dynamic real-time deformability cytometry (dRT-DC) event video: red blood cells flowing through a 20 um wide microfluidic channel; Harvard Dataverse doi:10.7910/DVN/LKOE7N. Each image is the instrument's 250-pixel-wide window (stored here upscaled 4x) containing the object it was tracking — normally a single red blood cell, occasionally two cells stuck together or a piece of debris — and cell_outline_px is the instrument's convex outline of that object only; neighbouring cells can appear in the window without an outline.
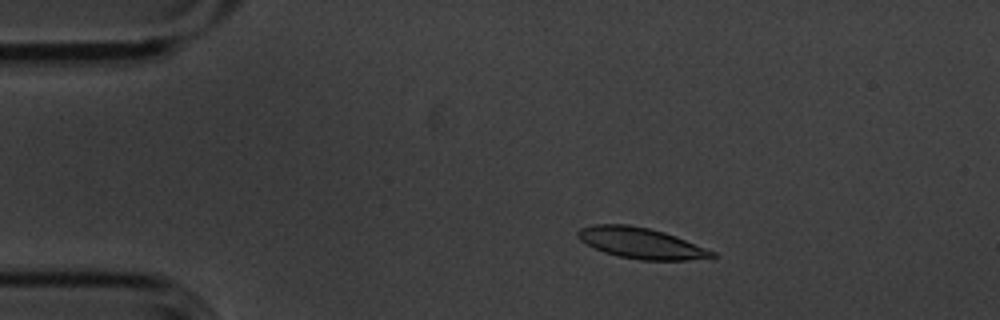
{"species": "common noctule bat (a hibernating species)", "species_latin": "Nyctalus noctula", "temperature_condition": "cold", "stored_images_in_passage": 5, "camera_frame_rate_fps": 3000, "um_per_image_px": 0.085, "animal": {"sex": "male", "body_mass_g": 20.1, "forearm_length_mm": 53.5}, "frame": {"image": 1, "passage_image": 2, "time_ms": 0.333, "image_size_px": [1000, 320], "cell_outline_px": [[720, 256], [688, 260], [640, 260], [620, 256], [604, 252], [580, 240], [576, 236], [576, 232], [580, 228], [592, 224], [628, 224], [648, 228], [664, 232], [676, 236], [716, 252]], "centroid_in_image_um": [54.49, 20.66], "position_along_channel_um": 30.5, "area_um2": 24.1}}
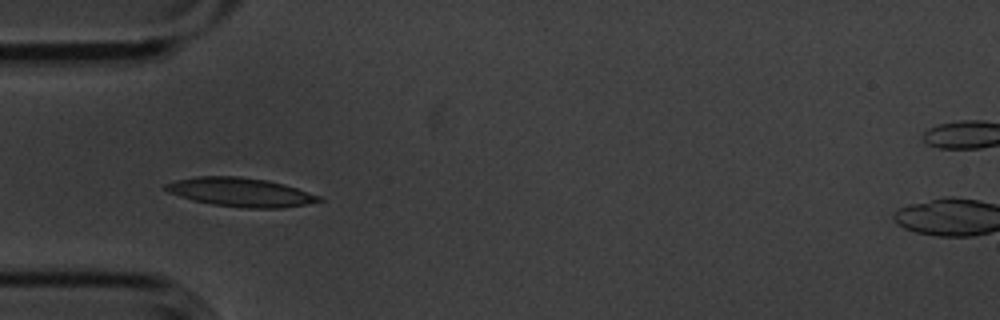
{"frame": {"image": 2, "passage_image": 4, "time_ms": 1.0, "image_size_px": [1000, 320], "cell_outline_px": [[324, 200], [304, 204], [280, 208], [244, 208], [212, 204], [192, 200], [168, 192], [164, 188], [164, 184], [176, 180], [196, 176], [240, 176], [268, 180], [284, 184], [320, 196]], "centroid_in_image_um": [20.41, 16.33], "position_along_channel_um": 64.6, "area_um2": 25.66}}
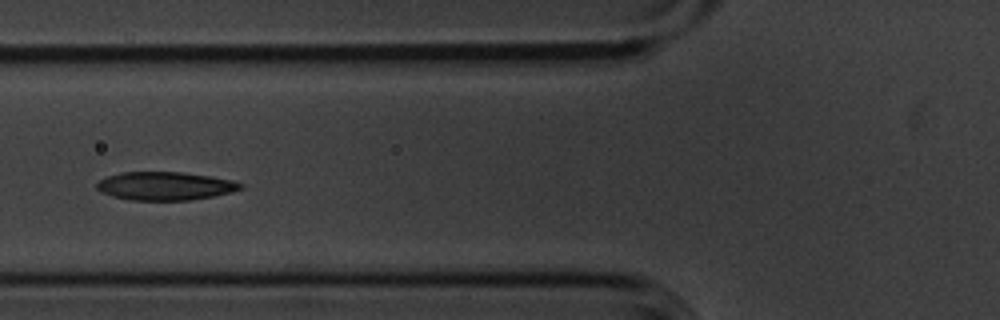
{"frame": {"image": 3, "passage_image": 5, "time_ms": 1.333, "image_size_px": [1000, 320], "cell_outline_px": [[244, 188], [232, 192], [212, 196], [188, 200], [128, 200], [112, 196], [100, 192], [96, 188], [96, 184], [100, 180], [108, 176], [124, 172], [180, 172], [208, 176], [232, 180], [244, 184]], "centroid_in_image_um": [14.03, 15.81], "position_along_channel_um": 111.8, "area_um2": 23.64}}